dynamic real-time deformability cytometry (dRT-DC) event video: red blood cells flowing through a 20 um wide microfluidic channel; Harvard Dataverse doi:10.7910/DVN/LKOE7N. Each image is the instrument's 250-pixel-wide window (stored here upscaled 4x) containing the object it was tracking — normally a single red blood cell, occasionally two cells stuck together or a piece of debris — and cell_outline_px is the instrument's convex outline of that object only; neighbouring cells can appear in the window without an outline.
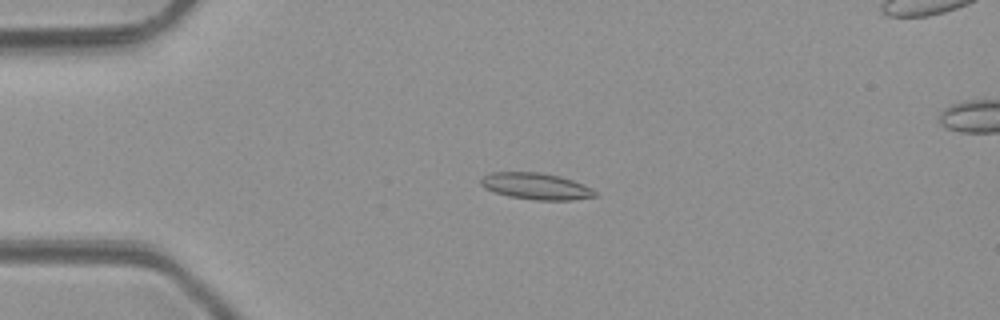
{"species": "common noctule bat (a hibernating species)", "species_latin": "Nyctalus noctula", "temperature_condition": "room temperature", "stored_images_in_passage": 5, "camera_frame_rate_fps": 3000, "um_per_image_px": 0.085, "animal": {"sex": "male", "body_mass_g": 23.1, "forearm_length_mm": 52.7}, "frame": {"image": 1, "passage_image": 3, "time_ms": 2.333, "image_size_px": [1000, 320], "cell_outline_px": [[596, 196], [572, 200], [536, 200], [508, 196], [484, 188], [480, 184], [480, 180], [484, 176], [492, 172], [540, 172], [560, 176], [584, 184], [592, 188], [596, 192]], "centroid_in_image_um": [45.57, 15.82], "position_along_channel_um": 39.4, "area_um2": 17.63}}